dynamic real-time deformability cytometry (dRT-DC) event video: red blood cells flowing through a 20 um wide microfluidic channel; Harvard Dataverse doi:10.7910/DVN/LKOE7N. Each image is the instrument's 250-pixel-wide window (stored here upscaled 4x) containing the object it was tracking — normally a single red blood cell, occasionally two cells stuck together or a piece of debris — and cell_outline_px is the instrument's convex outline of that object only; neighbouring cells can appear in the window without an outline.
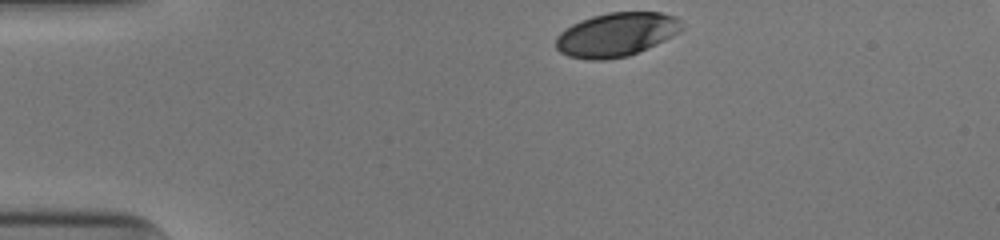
{"species": "human", "species_latin": "Homo sapiens", "temperature_condition": "cold", "stored_images_in_passage": 33, "camera_frame_rate_fps": 3000, "um_per_image_px": 0.085, "donor": {"sex": "male"}, "frame": {"image": 1, "passage_image": 1, "time_ms": 0.0, "image_size_px": [1000, 240], "cell_outline_px": [[684, 28], [680, 32], [656, 44], [628, 56], [604, 60], [588, 60], [568, 56], [560, 52], [556, 48], [556, 36], [560, 32], [572, 24], [580, 20], [592, 16], [608, 12], [660, 12], [676, 16], [680, 20]], "centroid_in_image_um": [52.38, 2.93], "position_along_channel_um": 32.6, "area_um2": 32.31}}
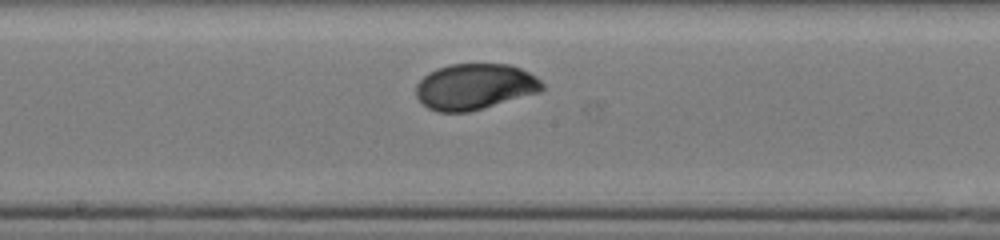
{"frame": {"image": 2, "passage_image": 19, "time_ms": 6.0, "image_size_px": [1000, 240], "cell_outline_px": [[544, 88], [540, 92], [468, 112], [436, 112], [428, 108], [416, 96], [416, 84], [428, 72], [436, 68], [448, 64], [508, 64], [520, 68], [536, 76], [544, 84]], "centroid_in_image_um": [40.34, 7.36], "position_along_channel_um": 207.9, "area_um2": 33.81}}
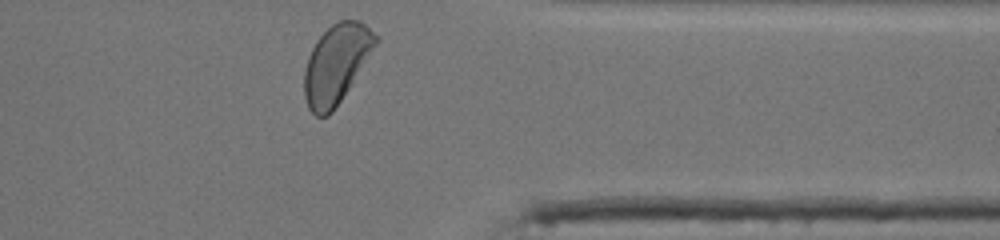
{"frame": {"image": 3, "passage_image": 33, "time_ms": 10.667, "image_size_px": [1000, 240], "cell_outline_px": [[380, 40], [332, 112], [328, 116], [316, 116], [308, 108], [304, 96], [304, 72], [308, 56], [316, 40], [332, 24], [340, 20], [360, 20], [380, 36]], "centroid_in_image_um": [28.59, 5.4], "position_along_channel_um": 382.8, "area_um2": 32.6}, "authors_computed_cell_mechanics": {"area_um2": 33.7552, "velocity_mm_per_s": 3.9068, "shape_relaxation_time_tau1_ms": 1.9658, "shape_relaxation_time_tau2_ms": null, "deformation_change_tau1": 0.1317, "deformation_change_tau2": null}}